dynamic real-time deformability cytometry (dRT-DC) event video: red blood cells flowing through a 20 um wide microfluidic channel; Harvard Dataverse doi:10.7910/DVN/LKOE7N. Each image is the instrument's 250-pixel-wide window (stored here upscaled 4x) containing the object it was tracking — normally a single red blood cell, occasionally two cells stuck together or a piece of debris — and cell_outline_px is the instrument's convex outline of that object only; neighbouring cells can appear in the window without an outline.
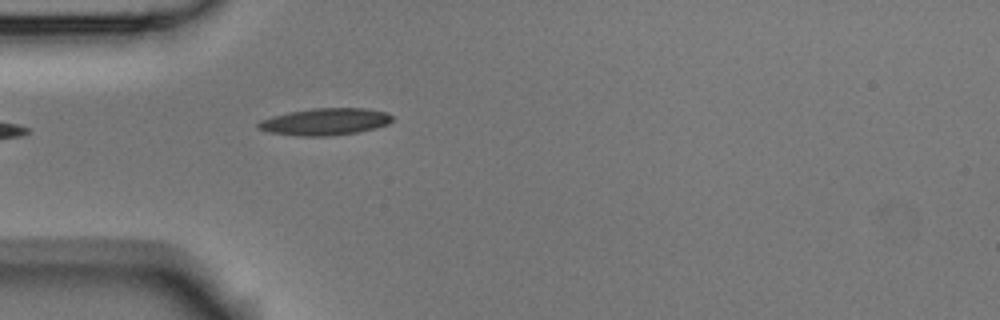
{"species": "Egyptian fruit bat (a non-hibernating species)", "species_latin": "Rousettus aegyptiacus", "temperature_condition": "room temperature", "stored_images_in_passage": 3, "camera_frame_rate_fps": 3000, "um_per_image_px": 0.085, "animal": {"sex": "male"}, "frame": {"image": 1, "passage_image": 3, "time_ms": 0.667, "image_size_px": [1000, 320], "cell_outline_px": [[392, 120], [388, 124], [356, 132], [324, 136], [296, 136], [268, 132], [256, 128], [256, 124], [260, 120], [272, 116], [288, 112], [312, 108], [364, 108], [388, 112], [392, 116]], "centroid_in_image_um": [27.57, 10.34], "position_along_channel_um": 57.4, "area_um2": 21.04}}